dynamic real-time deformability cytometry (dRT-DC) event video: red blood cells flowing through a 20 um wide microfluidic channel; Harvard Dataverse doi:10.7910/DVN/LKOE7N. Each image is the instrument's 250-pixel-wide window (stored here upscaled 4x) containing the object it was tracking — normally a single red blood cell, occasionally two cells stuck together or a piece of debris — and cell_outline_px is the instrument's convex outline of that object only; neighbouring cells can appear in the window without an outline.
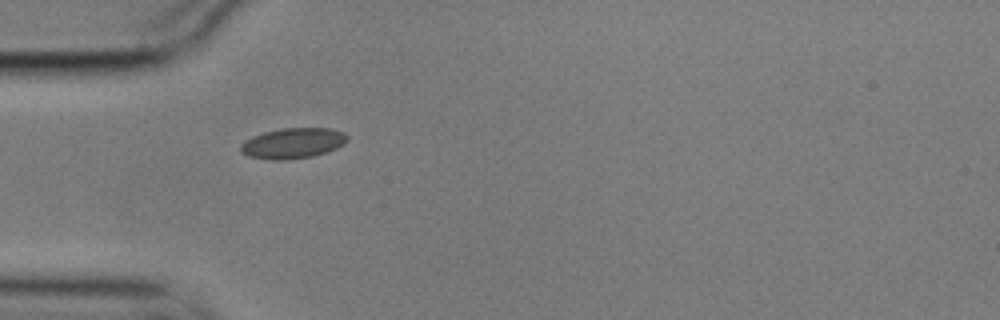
{"species": "common noctule bat (a hibernating species)", "species_latin": "Nyctalus noctula", "temperature_condition": "cold", "stored_images_in_passage": 4, "camera_frame_rate_fps": 3000, "um_per_image_px": 0.085, "animal": {"sex": "male", "body_mass_g": 17.9}, "frame": {"image": 1, "passage_image": 2, "time_ms": 0.333, "image_size_px": [1000, 320], "cell_outline_px": [[348, 140], [344, 144], [336, 148], [312, 156], [288, 160], [272, 160], [248, 156], [240, 152], [240, 144], [244, 140], [252, 136], [264, 132], [280, 128], [332, 128], [344, 132], [348, 136]], "centroid_in_image_um": [24.87, 12.17], "position_along_channel_um": 60.1, "area_um2": 19.13}}
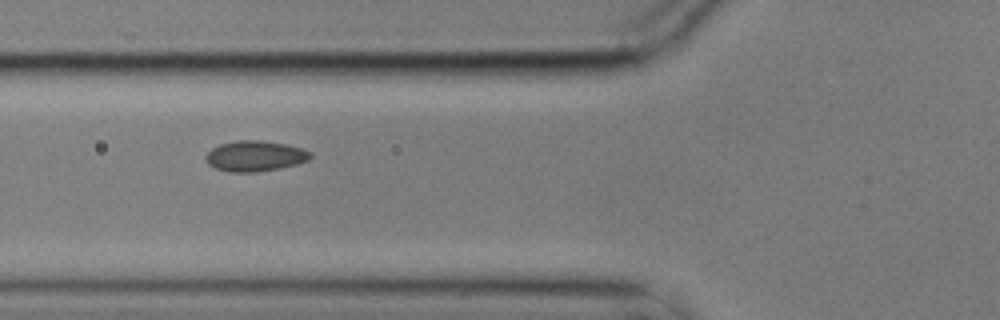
{"frame": {"image": 2, "passage_image": 3, "time_ms": 0.667, "image_size_px": [1000, 320], "cell_outline_px": [[312, 156], [308, 160], [296, 164], [280, 168], [256, 172], [228, 172], [216, 168], [208, 164], [204, 160], [204, 156], [212, 148], [220, 144], [236, 140], [260, 140], [288, 144], [312, 152]], "centroid_in_image_um": [21.66, 13.26], "position_along_channel_um": 104.1, "area_um2": 18.79}}
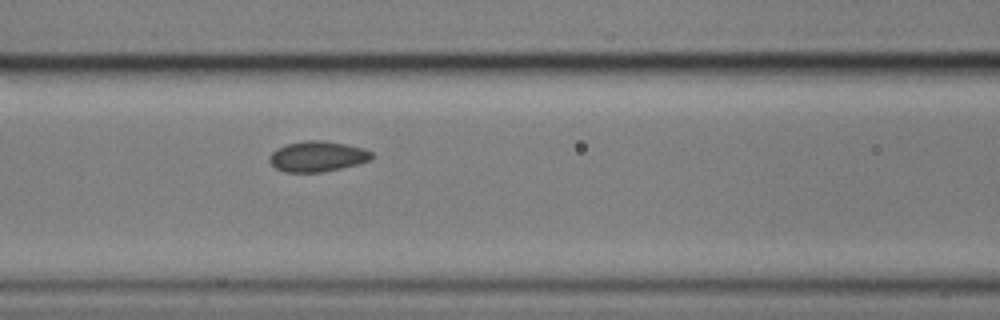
{"frame": {"image": 3, "passage_image": 4, "time_ms": 1.0, "image_size_px": [1000, 320], "cell_outline_px": [[376, 156], [372, 160], [340, 168], [320, 172], [284, 172], [276, 168], [268, 160], [268, 156], [276, 148], [288, 144], [304, 140], [324, 140], [364, 148], [372, 152]], "centroid_in_image_um": [26.99, 13.29], "position_along_channel_um": 139.6, "area_um2": 18.26}}